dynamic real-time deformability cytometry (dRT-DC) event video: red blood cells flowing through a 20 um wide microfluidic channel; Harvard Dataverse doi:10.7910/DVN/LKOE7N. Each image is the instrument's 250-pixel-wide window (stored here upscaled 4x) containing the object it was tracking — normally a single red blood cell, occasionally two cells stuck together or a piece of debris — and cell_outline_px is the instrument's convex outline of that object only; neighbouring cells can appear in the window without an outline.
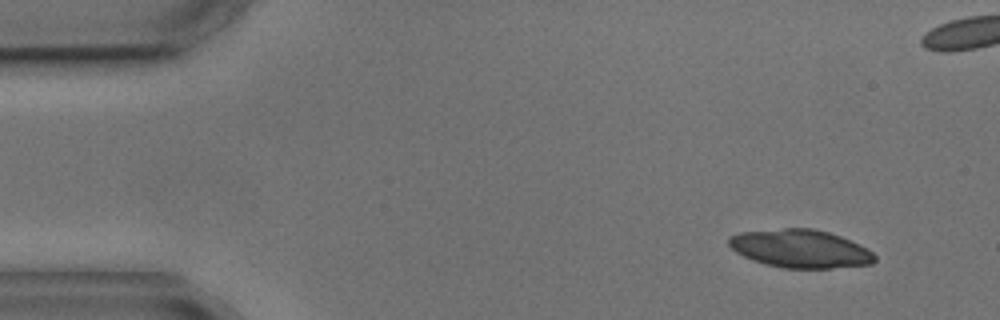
{"species": "common noctule bat (a hibernating species)", "species_latin": "Nyctalus noctula", "temperature_condition": "cold", "stored_images_in_passage": 5, "camera_frame_rate_fps": 3000, "um_per_image_px": 0.085, "animal": {"sex": "male", "body_mass_g": 17.9, "forearm_length_mm": 54.2}, "frame": {"image": 1, "passage_image": 1, "time_ms": 0.0, "image_size_px": [1000, 320], "cell_outline_px": [[876, 260], [872, 264], [828, 268], [784, 268], [764, 264], [752, 260], [736, 252], [728, 244], [728, 236], [740, 232], [784, 228], [812, 228], [828, 232], [840, 236], [872, 252], [876, 256]], "centroid_in_image_um": [67.98, 21.14], "position_along_channel_um": 17.0, "area_um2": 32.25}}